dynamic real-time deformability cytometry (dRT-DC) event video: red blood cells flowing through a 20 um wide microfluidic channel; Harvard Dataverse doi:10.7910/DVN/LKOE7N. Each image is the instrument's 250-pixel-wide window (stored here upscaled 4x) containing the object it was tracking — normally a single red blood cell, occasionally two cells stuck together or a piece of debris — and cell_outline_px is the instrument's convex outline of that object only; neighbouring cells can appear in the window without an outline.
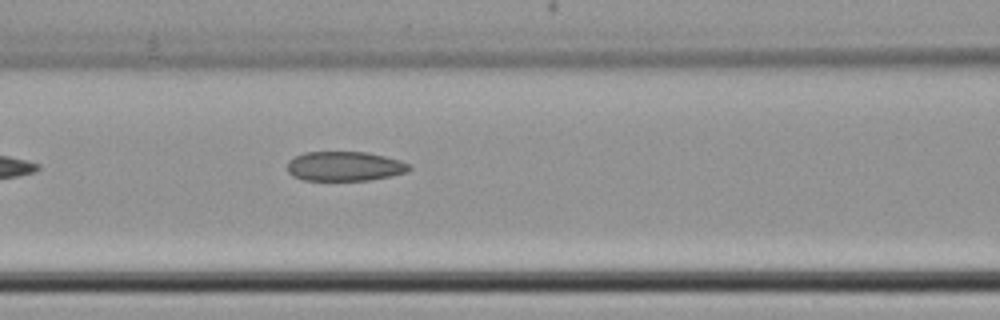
{"species": "common noctule bat (a hibernating species)", "species_latin": "Nyctalus noctula", "temperature_condition": "cold", "stored_images_in_passage": 8, "camera_frame_rate_fps": 3000, "um_per_image_px": 0.085, "animal": {"sex": "female", "body_mass_g": 22.7, "forearm_length_mm": 54.2}, "frame": {"image": 1, "passage_image": 8, "time_ms": 8.333, "image_size_px": [1000, 320], "cell_outline_px": [[412, 168], [408, 172], [392, 176], [368, 180], [304, 180], [292, 176], [288, 172], [288, 160], [304, 152], [368, 152], [400, 160], [412, 164]], "centroid_in_image_um": [29.33, 14.13], "position_along_channel_um": 137.3, "area_um2": 21.15}}